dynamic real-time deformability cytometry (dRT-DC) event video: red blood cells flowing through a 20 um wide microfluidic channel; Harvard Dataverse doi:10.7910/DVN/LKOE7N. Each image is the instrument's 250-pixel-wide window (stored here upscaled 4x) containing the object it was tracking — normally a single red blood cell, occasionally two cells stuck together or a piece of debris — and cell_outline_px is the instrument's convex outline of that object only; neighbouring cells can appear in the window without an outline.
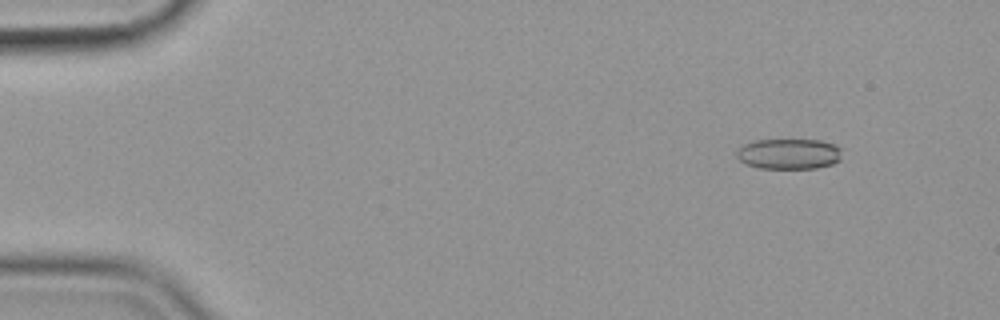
{"species": "common noctule bat (a hibernating species)", "species_latin": "Nyctalus noctula", "temperature_condition": "cold", "stored_images_in_passage": 57, "camera_frame_rate_fps": 3000, "um_per_image_px": 0.085, "animal": {"sex": "female", "body_mass_g": 19.9}, "frame": {"image": 1, "passage_image": 6, "time_ms": 1.667, "image_size_px": [1000, 320], "cell_outline_px": [[840, 160], [832, 164], [816, 168], [760, 168], [744, 164], [736, 156], [736, 152], [744, 144], [756, 140], [820, 140], [832, 144], [840, 148]], "centroid_in_image_um": [67.03, 13.08], "position_along_channel_um": 18.0, "area_um2": 18.61}}
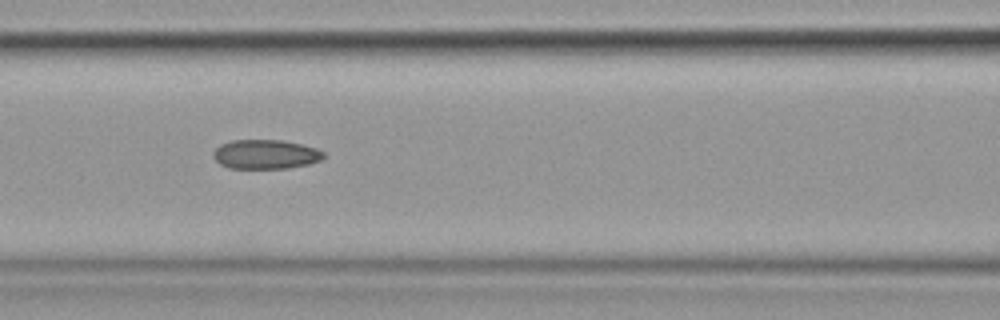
{"frame": {"image": 2, "passage_image": 25, "time_ms": 8.0, "image_size_px": [1000, 320], "cell_outline_px": [[324, 156], [320, 160], [308, 164], [288, 168], [228, 168], [220, 164], [212, 156], [212, 152], [220, 144], [232, 140], [284, 140], [316, 148], [324, 152]], "centroid_in_image_um": [22.54, 13.11], "position_along_channel_um": 144.1, "area_um2": 18.84}}
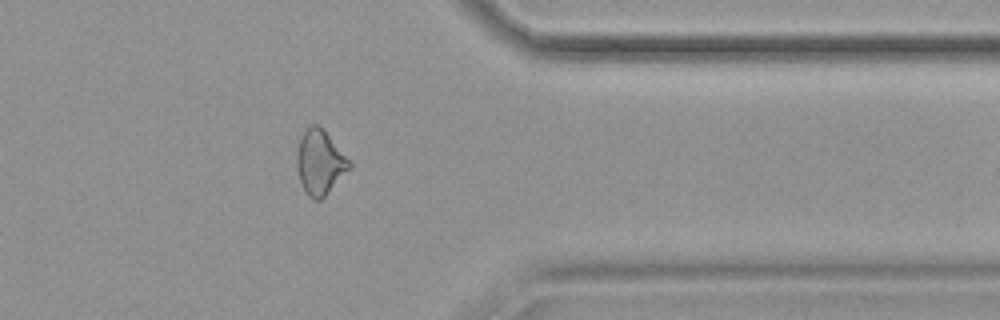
{"frame": {"image": 3, "passage_image": 46, "time_ms": 15.0, "image_size_px": [1000, 320], "cell_outline_px": [[352, 168], [320, 200], [312, 200], [308, 196], [300, 180], [296, 164], [296, 152], [300, 136], [312, 124], [316, 124], [324, 128], [352, 164]], "centroid_in_image_um": [27.19, 13.78], "position_along_channel_um": 384.2, "area_um2": 19.83}, "authors_computed_cell_mechanics": {"area_um2": 19.1896, "velocity_mm_per_s": 3.575, "shape_relaxation_time_tau1_ms": null, "shape_relaxation_time_tau2_ms": 4.2858, "deformation_change_tau1": null, "deformation_change_tau2": 0.1035}}